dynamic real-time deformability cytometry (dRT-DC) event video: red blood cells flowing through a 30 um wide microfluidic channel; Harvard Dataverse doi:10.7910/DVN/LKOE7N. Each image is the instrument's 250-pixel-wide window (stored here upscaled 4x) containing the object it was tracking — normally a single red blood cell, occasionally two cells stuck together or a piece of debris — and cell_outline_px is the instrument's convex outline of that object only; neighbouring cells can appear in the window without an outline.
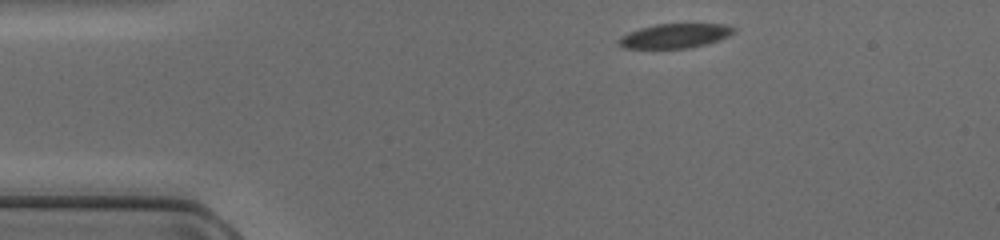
{"species": "common noctule bat (a hibernating species)", "species_latin": "Nyctalus noctula", "temperature_condition": "cold", "stored_images_in_passage": 41, "camera_frame_rate_fps": 3000, "um_per_image_px": 0.085, "animal": {"sex": "female", "body_mass_g": 17.0, "forearm_length_mm": 48.0}, "frame": {"image": 1, "passage_image": 1, "time_ms": 0.0, "image_size_px": [1000, 240], "cell_outline_px": [[736, 28], [728, 36], [720, 40], [688, 48], [624, 48], [620, 44], [620, 36], [628, 32], [640, 28], [656, 24], [724, 24]], "centroid_in_image_um": [57.37, 3.04], "position_along_channel_um": 27.6, "area_um2": 16.13}}
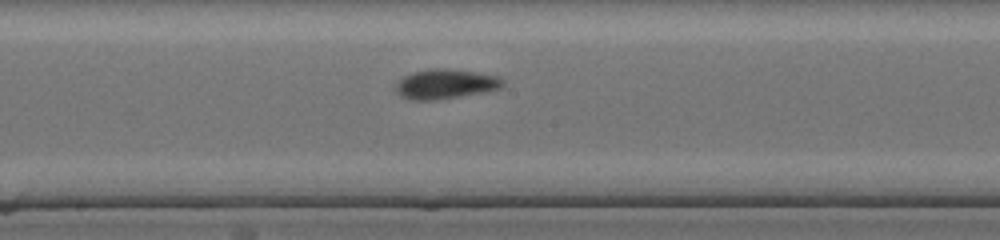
{"frame": {"image": 2, "passage_image": 18, "time_ms": 5.667, "image_size_px": [1000, 240], "cell_outline_px": [[504, 84], [500, 88], [488, 92], [440, 100], [412, 100], [400, 96], [396, 92], [396, 84], [404, 76], [412, 72], [436, 68], [448, 68], [500, 76], [504, 80]], "centroid_in_image_um": [37.9, 7.15], "position_along_channel_um": 210.3, "area_um2": 18.79}}
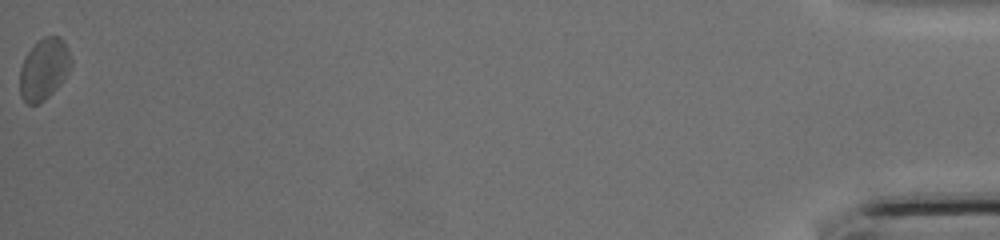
{"frame": {"image": 3, "passage_image": 41, "time_ms": 13.333, "image_size_px": [1000, 240], "cell_outline_px": [[72, 64], [68, 72], [56, 88], [44, 100], [36, 104], [28, 104], [20, 96], [20, 68], [28, 52], [36, 40], [44, 36], [60, 36], [64, 40], [68, 48], [72, 60]], "centroid_in_image_um": [3.74, 5.83], "position_along_channel_um": 431.5, "area_um2": 18.32}}